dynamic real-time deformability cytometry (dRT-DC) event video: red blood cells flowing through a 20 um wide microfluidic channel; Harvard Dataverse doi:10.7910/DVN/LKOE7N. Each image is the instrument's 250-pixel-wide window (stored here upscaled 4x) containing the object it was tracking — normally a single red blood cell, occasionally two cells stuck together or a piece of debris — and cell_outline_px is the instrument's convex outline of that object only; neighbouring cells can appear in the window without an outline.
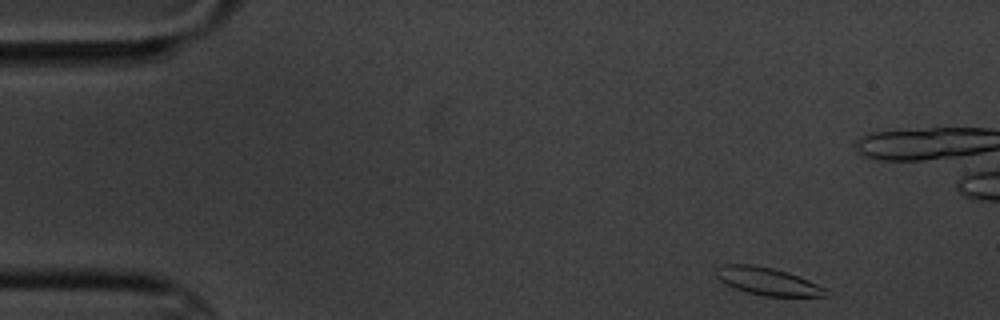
{"species": "common noctule bat (a hibernating species)", "species_latin": "Nyctalus noctula", "temperature_condition": "cold", "stored_images_in_passage": 5, "camera_frame_rate_fps": 3000, "um_per_image_px": 0.085, "animal": {"sex": "male", "body_mass_g": 20.1, "forearm_length_mm": 53.5}, "frame": {"image": 1, "passage_image": 1, "time_ms": 0.0, "image_size_px": [1000, 320], "cell_outline_px": [[832, 292], [828, 296], [764, 296], [748, 292], [724, 284], [716, 276], [716, 268], [724, 264], [752, 264], [772, 268], [788, 272], [828, 288]], "centroid_in_image_um": [65.29, 23.91], "position_along_channel_um": 19.7, "area_um2": 17.74}}